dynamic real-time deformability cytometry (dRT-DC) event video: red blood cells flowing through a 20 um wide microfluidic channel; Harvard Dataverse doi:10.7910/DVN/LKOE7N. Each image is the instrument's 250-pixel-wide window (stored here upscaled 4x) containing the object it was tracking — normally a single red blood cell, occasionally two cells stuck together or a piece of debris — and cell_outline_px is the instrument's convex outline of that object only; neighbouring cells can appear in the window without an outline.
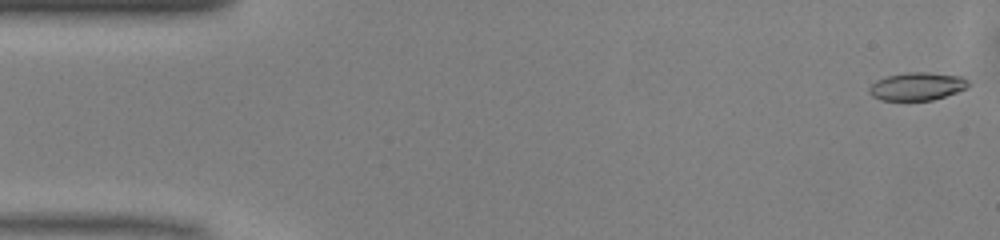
{"species": "common noctule bat (a hibernating species)", "species_latin": "Nyctalus noctula", "temperature_condition": "warm", "stored_images_in_passage": 49, "camera_frame_rate_fps": 3000, "um_per_image_px": 0.085, "animal": {"sex": "male", "body_mass_g": 13.0, "forearm_length_mm": 53.1}, "frame": {"image": 1, "passage_image": 1, "time_ms": 0.0, "image_size_px": [1000, 240], "cell_outline_px": [[972, 84], [968, 88], [932, 100], [880, 100], [872, 96], [868, 92], [868, 88], [876, 80], [888, 76], [904, 72], [928, 72], [960, 76], [968, 80]], "centroid_in_image_um": [77.96, 7.33], "position_along_channel_um": 7.0, "area_um2": 16.24}}
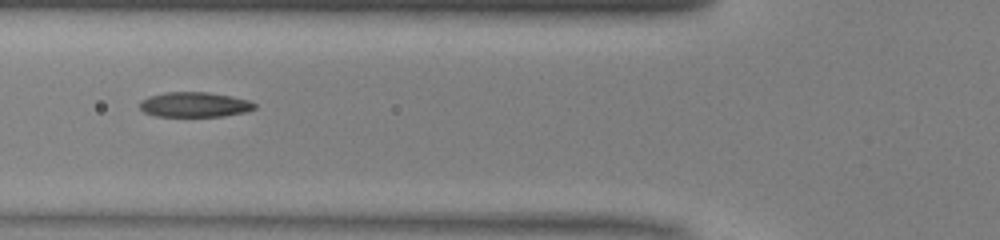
{"frame": {"image": 2, "passage_image": 18, "time_ms": 5.667, "image_size_px": [1000, 240], "cell_outline_px": [[256, 108], [244, 112], [224, 116], [156, 116], [144, 112], [140, 108], [140, 100], [148, 96], [164, 92], [208, 92], [232, 96], [248, 100], [256, 104]], "centroid_in_image_um": [16.52, 8.88], "position_along_channel_um": 109.3, "area_um2": 16.76}}
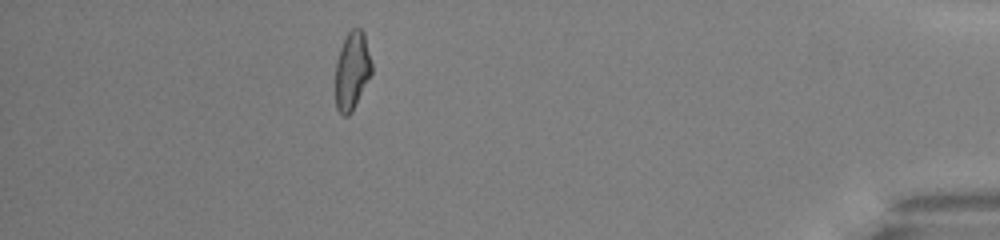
{"frame": {"image": 3, "passage_image": 44, "time_ms": 14.333, "image_size_px": [1000, 240], "cell_outline_px": [[372, 72], [352, 112], [348, 116], [344, 116], [336, 108], [336, 64], [340, 48], [344, 36], [352, 28], [360, 28], [364, 32], [372, 64]], "centroid_in_image_um": [29.93, 5.99], "position_along_channel_um": 405.3, "area_um2": 16.47}, "authors_computed_cell_mechanics": {"area_um2": 16.6464, "velocity_mm_per_s": 4.1017, "shape_relaxation_time_tau1_ms": 7.774, "shape_relaxation_time_tau2_ms": 2.7478, "deformation_change_tau1": 0.2032, "deformation_change_tau2": 0.0966}}